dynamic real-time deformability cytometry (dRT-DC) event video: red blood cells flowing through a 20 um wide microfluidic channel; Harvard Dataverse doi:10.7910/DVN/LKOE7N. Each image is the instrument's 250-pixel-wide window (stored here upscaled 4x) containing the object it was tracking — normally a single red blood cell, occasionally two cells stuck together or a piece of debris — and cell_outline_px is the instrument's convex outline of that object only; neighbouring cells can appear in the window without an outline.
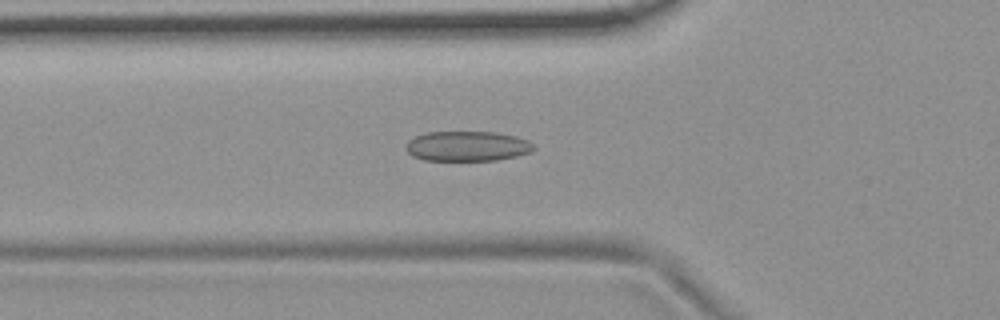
{"species": "common noctule bat (a hibernating species)", "species_latin": "Nyctalus noctula", "temperature_condition": "room temperature", "stored_images_in_passage": 53, "camera_frame_rate_fps": 3000, "um_per_image_px": 0.085, "animal": {"sex": "female", "body_mass_g": 19.9}, "frame": {"image": 1, "passage_image": 18, "time_ms": 5.667, "image_size_px": [1000, 320], "cell_outline_px": [[536, 148], [532, 152], [516, 156], [496, 160], [424, 160], [412, 156], [404, 148], [408, 140], [424, 132], [496, 132], [516, 136], [528, 140]], "centroid_in_image_um": [39.71, 12.42], "position_along_channel_um": 86.1, "area_um2": 22.48}}
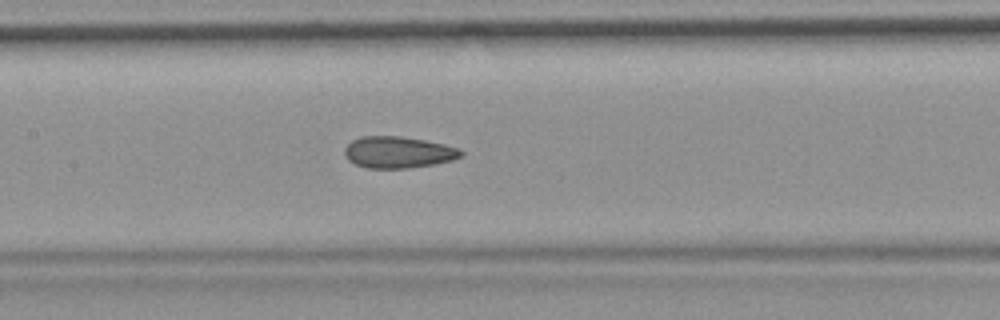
{"frame": {"image": 2, "passage_image": 25, "time_ms": 8.0, "image_size_px": [1000, 320], "cell_outline_px": [[464, 156], [452, 160], [436, 164], [408, 168], [368, 168], [356, 164], [348, 160], [344, 156], [344, 148], [352, 140], [364, 136], [400, 136], [424, 140], [444, 144], [460, 148], [464, 152]], "centroid_in_image_um": [33.87, 12.94], "position_along_channel_um": 173.5, "area_um2": 21.56}}
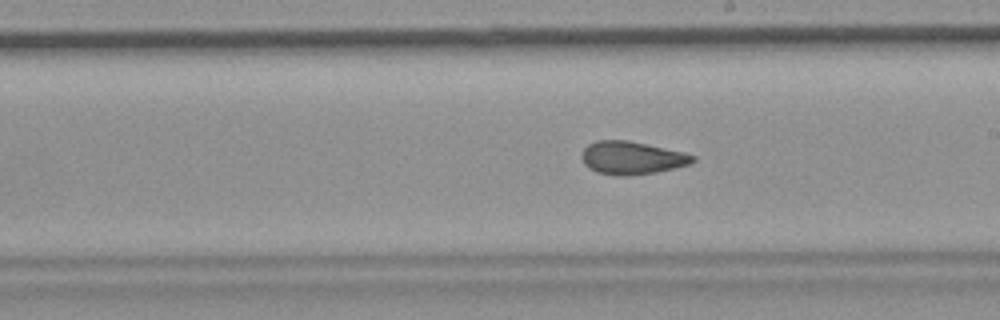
{"frame": {"image": 3, "passage_image": 30, "time_ms": 9.667, "image_size_px": [1000, 320], "cell_outline_px": [[696, 160], [692, 164], [656, 172], [624, 176], [616, 176], [596, 172], [588, 168], [584, 164], [580, 156], [584, 148], [588, 144], [596, 140], [628, 140], [684, 152], [696, 156]], "centroid_in_image_um": [53.7, 13.42], "position_along_channel_um": 235.3, "area_um2": 21.56}, "authors_computed_cell_mechanics": {"area_um2": 21.675, "velocity_mm_per_s": 3.7227, "shape_relaxation_time_tau1_ms": null, "shape_relaxation_time_tau2_ms": 2.4767, "deformation_change_tau1": null, "deformation_change_tau2": 0.0935}}